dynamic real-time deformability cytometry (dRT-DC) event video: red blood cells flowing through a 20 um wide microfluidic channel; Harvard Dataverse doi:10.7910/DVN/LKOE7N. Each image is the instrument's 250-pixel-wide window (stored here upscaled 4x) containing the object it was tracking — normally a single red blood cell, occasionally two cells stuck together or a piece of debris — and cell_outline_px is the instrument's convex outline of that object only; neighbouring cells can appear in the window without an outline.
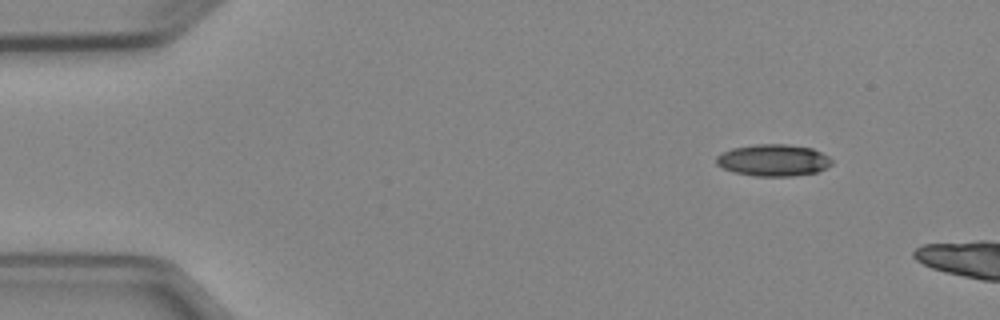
{"species": "Egyptian fruit bat (a non-hibernating species)", "species_latin": "Rousettus aegyptiacus", "temperature_condition": "cold", "stored_images_in_passage": 3, "camera_frame_rate_fps": 3000, "um_per_image_px": 0.085, "animal": {"sex": "female"}, "frame": {"image": 1, "passage_image": 1, "time_ms": 0.0, "image_size_px": [1000, 320], "cell_outline_px": [[832, 164], [816, 172], [792, 176], [756, 176], [736, 172], [724, 168], [716, 164], [716, 156], [720, 152], [732, 148], [756, 144], [788, 144], [812, 148], [828, 156], [832, 160]], "centroid_in_image_um": [65.71, 13.61], "position_along_channel_um": 19.3, "area_um2": 21.33}}